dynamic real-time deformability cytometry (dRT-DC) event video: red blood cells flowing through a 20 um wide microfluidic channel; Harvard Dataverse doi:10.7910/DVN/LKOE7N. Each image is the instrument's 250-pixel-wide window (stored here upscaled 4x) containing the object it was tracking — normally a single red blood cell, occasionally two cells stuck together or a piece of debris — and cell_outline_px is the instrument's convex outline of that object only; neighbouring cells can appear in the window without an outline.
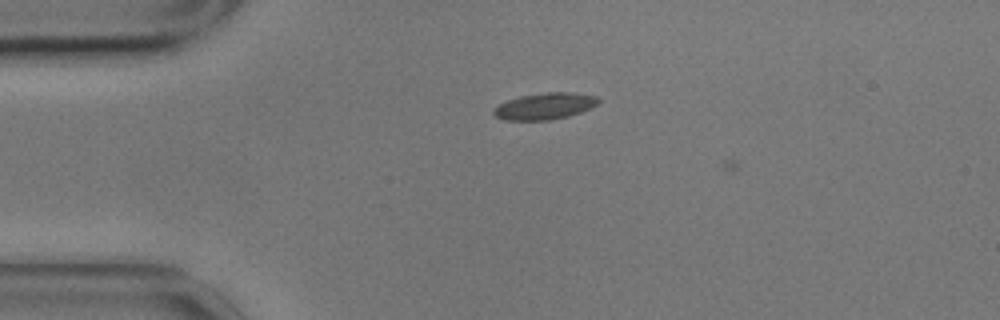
{"species": "common noctule bat (a hibernating species)", "species_latin": "Nyctalus noctula", "temperature_condition": "cold", "stored_images_in_passage": 11, "camera_frame_rate_fps": 3000, "um_per_image_px": 0.085, "animal": {"sex": "male", "body_mass_g": 17.9}, "frame": {"image": 1, "passage_image": 10, "time_ms": 3.0, "image_size_px": [1000, 320], "cell_outline_px": [[600, 100], [596, 104], [580, 112], [568, 116], [548, 120], [504, 120], [496, 116], [492, 112], [500, 104], [508, 100], [520, 96], [548, 92], [568, 92], [596, 96]], "centroid_in_image_um": [46.29, 9.02], "position_along_channel_um": 38.7, "area_um2": 15.84}}